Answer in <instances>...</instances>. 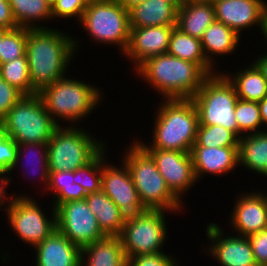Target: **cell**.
I'll use <instances>...</instances> for the list:
<instances>
[{"instance_id": "6", "label": "cell", "mask_w": 267, "mask_h": 266, "mask_svg": "<svg viewBox=\"0 0 267 266\" xmlns=\"http://www.w3.org/2000/svg\"><path fill=\"white\" fill-rule=\"evenodd\" d=\"M88 33L90 42L117 46L123 55L130 40L129 11L116 0H93L78 23Z\"/></svg>"}, {"instance_id": "10", "label": "cell", "mask_w": 267, "mask_h": 266, "mask_svg": "<svg viewBox=\"0 0 267 266\" xmlns=\"http://www.w3.org/2000/svg\"><path fill=\"white\" fill-rule=\"evenodd\" d=\"M168 212L146 209L126 218L119 235L126 258L164 252L169 230L166 220Z\"/></svg>"}, {"instance_id": "20", "label": "cell", "mask_w": 267, "mask_h": 266, "mask_svg": "<svg viewBox=\"0 0 267 266\" xmlns=\"http://www.w3.org/2000/svg\"><path fill=\"white\" fill-rule=\"evenodd\" d=\"M36 266H81L82 248L57 229L34 247Z\"/></svg>"}, {"instance_id": "37", "label": "cell", "mask_w": 267, "mask_h": 266, "mask_svg": "<svg viewBox=\"0 0 267 266\" xmlns=\"http://www.w3.org/2000/svg\"><path fill=\"white\" fill-rule=\"evenodd\" d=\"M87 0H56L54 5L51 7L52 21L58 18L62 20L74 19L80 22L82 15L87 7Z\"/></svg>"}, {"instance_id": "13", "label": "cell", "mask_w": 267, "mask_h": 266, "mask_svg": "<svg viewBox=\"0 0 267 266\" xmlns=\"http://www.w3.org/2000/svg\"><path fill=\"white\" fill-rule=\"evenodd\" d=\"M106 148L102 149V191L126 217L143 212L146 208L140 201L128 167L123 161L120 167L108 163L106 153L109 150Z\"/></svg>"}, {"instance_id": "1", "label": "cell", "mask_w": 267, "mask_h": 266, "mask_svg": "<svg viewBox=\"0 0 267 266\" xmlns=\"http://www.w3.org/2000/svg\"><path fill=\"white\" fill-rule=\"evenodd\" d=\"M69 34L57 28H29L26 55L32 87L37 93L68 75V66L81 46L77 36Z\"/></svg>"}, {"instance_id": "36", "label": "cell", "mask_w": 267, "mask_h": 266, "mask_svg": "<svg viewBox=\"0 0 267 266\" xmlns=\"http://www.w3.org/2000/svg\"><path fill=\"white\" fill-rule=\"evenodd\" d=\"M73 181L80 184L87 194L102 190V150L89 163L74 171Z\"/></svg>"}, {"instance_id": "8", "label": "cell", "mask_w": 267, "mask_h": 266, "mask_svg": "<svg viewBox=\"0 0 267 266\" xmlns=\"http://www.w3.org/2000/svg\"><path fill=\"white\" fill-rule=\"evenodd\" d=\"M191 99L198 111L199 125H220L238 136L234 111L238 96L223 72L209 75Z\"/></svg>"}, {"instance_id": "51", "label": "cell", "mask_w": 267, "mask_h": 266, "mask_svg": "<svg viewBox=\"0 0 267 266\" xmlns=\"http://www.w3.org/2000/svg\"><path fill=\"white\" fill-rule=\"evenodd\" d=\"M200 1L208 2V3H214V2H216L218 0H200Z\"/></svg>"}, {"instance_id": "43", "label": "cell", "mask_w": 267, "mask_h": 266, "mask_svg": "<svg viewBox=\"0 0 267 266\" xmlns=\"http://www.w3.org/2000/svg\"><path fill=\"white\" fill-rule=\"evenodd\" d=\"M18 25L13 17L9 0H0V28L12 30Z\"/></svg>"}, {"instance_id": "50", "label": "cell", "mask_w": 267, "mask_h": 266, "mask_svg": "<svg viewBox=\"0 0 267 266\" xmlns=\"http://www.w3.org/2000/svg\"><path fill=\"white\" fill-rule=\"evenodd\" d=\"M50 7H52L56 0H44Z\"/></svg>"}, {"instance_id": "5", "label": "cell", "mask_w": 267, "mask_h": 266, "mask_svg": "<svg viewBox=\"0 0 267 266\" xmlns=\"http://www.w3.org/2000/svg\"><path fill=\"white\" fill-rule=\"evenodd\" d=\"M126 149L122 161L128 167L143 206L169 211V215L181 213L185 204L171 192L152 156L135 139Z\"/></svg>"}, {"instance_id": "17", "label": "cell", "mask_w": 267, "mask_h": 266, "mask_svg": "<svg viewBox=\"0 0 267 266\" xmlns=\"http://www.w3.org/2000/svg\"><path fill=\"white\" fill-rule=\"evenodd\" d=\"M216 20L234 30L240 37L241 32L254 26L264 32L265 0H218L213 3Z\"/></svg>"}, {"instance_id": "19", "label": "cell", "mask_w": 267, "mask_h": 266, "mask_svg": "<svg viewBox=\"0 0 267 266\" xmlns=\"http://www.w3.org/2000/svg\"><path fill=\"white\" fill-rule=\"evenodd\" d=\"M238 148L193 146L190 153L197 182L206 174L219 177L239 167Z\"/></svg>"}, {"instance_id": "34", "label": "cell", "mask_w": 267, "mask_h": 266, "mask_svg": "<svg viewBox=\"0 0 267 266\" xmlns=\"http://www.w3.org/2000/svg\"><path fill=\"white\" fill-rule=\"evenodd\" d=\"M240 138L231 130L220 125L198 126L196 142L193 146L239 147Z\"/></svg>"}, {"instance_id": "35", "label": "cell", "mask_w": 267, "mask_h": 266, "mask_svg": "<svg viewBox=\"0 0 267 266\" xmlns=\"http://www.w3.org/2000/svg\"><path fill=\"white\" fill-rule=\"evenodd\" d=\"M29 28L17 27L9 30L1 41L0 64L26 55Z\"/></svg>"}, {"instance_id": "39", "label": "cell", "mask_w": 267, "mask_h": 266, "mask_svg": "<svg viewBox=\"0 0 267 266\" xmlns=\"http://www.w3.org/2000/svg\"><path fill=\"white\" fill-rule=\"evenodd\" d=\"M176 258L175 255L165 252L143 254L127 258L126 266H180V261Z\"/></svg>"}, {"instance_id": "28", "label": "cell", "mask_w": 267, "mask_h": 266, "mask_svg": "<svg viewBox=\"0 0 267 266\" xmlns=\"http://www.w3.org/2000/svg\"><path fill=\"white\" fill-rule=\"evenodd\" d=\"M238 157L240 167L267 178V130L242 136Z\"/></svg>"}, {"instance_id": "16", "label": "cell", "mask_w": 267, "mask_h": 266, "mask_svg": "<svg viewBox=\"0 0 267 266\" xmlns=\"http://www.w3.org/2000/svg\"><path fill=\"white\" fill-rule=\"evenodd\" d=\"M237 193L229 225L232 233L248 237L267 229V194L260 189Z\"/></svg>"}, {"instance_id": "3", "label": "cell", "mask_w": 267, "mask_h": 266, "mask_svg": "<svg viewBox=\"0 0 267 266\" xmlns=\"http://www.w3.org/2000/svg\"><path fill=\"white\" fill-rule=\"evenodd\" d=\"M134 72L159 93L160 99L192 98L209 76L198 64L168 53L147 59Z\"/></svg>"}, {"instance_id": "44", "label": "cell", "mask_w": 267, "mask_h": 266, "mask_svg": "<svg viewBox=\"0 0 267 266\" xmlns=\"http://www.w3.org/2000/svg\"><path fill=\"white\" fill-rule=\"evenodd\" d=\"M252 61L262 71L264 78L267 82V52L265 51V53L258 55V57L253 59Z\"/></svg>"}, {"instance_id": "24", "label": "cell", "mask_w": 267, "mask_h": 266, "mask_svg": "<svg viewBox=\"0 0 267 266\" xmlns=\"http://www.w3.org/2000/svg\"><path fill=\"white\" fill-rule=\"evenodd\" d=\"M127 258L119 236H106L81 251V266H126Z\"/></svg>"}, {"instance_id": "31", "label": "cell", "mask_w": 267, "mask_h": 266, "mask_svg": "<svg viewBox=\"0 0 267 266\" xmlns=\"http://www.w3.org/2000/svg\"><path fill=\"white\" fill-rule=\"evenodd\" d=\"M49 191L54 194L52 206L56 209L60 204L83 200L88 195L84 188L73 181L74 171H49Z\"/></svg>"}, {"instance_id": "21", "label": "cell", "mask_w": 267, "mask_h": 266, "mask_svg": "<svg viewBox=\"0 0 267 266\" xmlns=\"http://www.w3.org/2000/svg\"><path fill=\"white\" fill-rule=\"evenodd\" d=\"M131 28L176 26L178 7L164 0H144L129 10Z\"/></svg>"}, {"instance_id": "12", "label": "cell", "mask_w": 267, "mask_h": 266, "mask_svg": "<svg viewBox=\"0 0 267 266\" xmlns=\"http://www.w3.org/2000/svg\"><path fill=\"white\" fill-rule=\"evenodd\" d=\"M56 226L81 248L106 237L85 199L60 204L56 208Z\"/></svg>"}, {"instance_id": "25", "label": "cell", "mask_w": 267, "mask_h": 266, "mask_svg": "<svg viewBox=\"0 0 267 266\" xmlns=\"http://www.w3.org/2000/svg\"><path fill=\"white\" fill-rule=\"evenodd\" d=\"M85 200L102 232L106 236H119L127 217L118 206L102 190L88 194Z\"/></svg>"}, {"instance_id": "33", "label": "cell", "mask_w": 267, "mask_h": 266, "mask_svg": "<svg viewBox=\"0 0 267 266\" xmlns=\"http://www.w3.org/2000/svg\"><path fill=\"white\" fill-rule=\"evenodd\" d=\"M234 111L238 123L239 138L244 135L263 131L258 102L245 101L238 98Z\"/></svg>"}, {"instance_id": "23", "label": "cell", "mask_w": 267, "mask_h": 266, "mask_svg": "<svg viewBox=\"0 0 267 266\" xmlns=\"http://www.w3.org/2000/svg\"><path fill=\"white\" fill-rule=\"evenodd\" d=\"M241 40L234 30L215 20L204 32L201 44L207 61L214 67L217 66L216 56L221 58V56L226 57L228 54L236 53Z\"/></svg>"}, {"instance_id": "15", "label": "cell", "mask_w": 267, "mask_h": 266, "mask_svg": "<svg viewBox=\"0 0 267 266\" xmlns=\"http://www.w3.org/2000/svg\"><path fill=\"white\" fill-rule=\"evenodd\" d=\"M144 149L154 159L158 171L165 179L171 192L181 202H185L182 199L184 195L198 183L194 174L191 153L158 148Z\"/></svg>"}, {"instance_id": "14", "label": "cell", "mask_w": 267, "mask_h": 266, "mask_svg": "<svg viewBox=\"0 0 267 266\" xmlns=\"http://www.w3.org/2000/svg\"><path fill=\"white\" fill-rule=\"evenodd\" d=\"M209 245L205 246L207 255L211 256L221 266H254L256 261L248 237L232 233L225 235L219 224L209 221L205 228ZM225 235V236H224ZM207 247V248H206Z\"/></svg>"}, {"instance_id": "18", "label": "cell", "mask_w": 267, "mask_h": 266, "mask_svg": "<svg viewBox=\"0 0 267 266\" xmlns=\"http://www.w3.org/2000/svg\"><path fill=\"white\" fill-rule=\"evenodd\" d=\"M176 26H149L131 28L129 45L123 54L133 64L136 70L147 59L165 54L169 41Z\"/></svg>"}, {"instance_id": "29", "label": "cell", "mask_w": 267, "mask_h": 266, "mask_svg": "<svg viewBox=\"0 0 267 266\" xmlns=\"http://www.w3.org/2000/svg\"><path fill=\"white\" fill-rule=\"evenodd\" d=\"M168 54L198 64L208 75L221 72L213 67L203 52L201 39L190 36L174 28L169 41Z\"/></svg>"}, {"instance_id": "49", "label": "cell", "mask_w": 267, "mask_h": 266, "mask_svg": "<svg viewBox=\"0 0 267 266\" xmlns=\"http://www.w3.org/2000/svg\"><path fill=\"white\" fill-rule=\"evenodd\" d=\"M9 30L0 28V47H1V41L3 39V36L8 32Z\"/></svg>"}, {"instance_id": "4", "label": "cell", "mask_w": 267, "mask_h": 266, "mask_svg": "<svg viewBox=\"0 0 267 266\" xmlns=\"http://www.w3.org/2000/svg\"><path fill=\"white\" fill-rule=\"evenodd\" d=\"M68 75L43 88L38 94L53 121L77 126L102 103L105 94L96 85ZM87 82V83H86ZM103 95V97H102ZM60 123V124H59ZM71 124V125H70Z\"/></svg>"}, {"instance_id": "2", "label": "cell", "mask_w": 267, "mask_h": 266, "mask_svg": "<svg viewBox=\"0 0 267 266\" xmlns=\"http://www.w3.org/2000/svg\"><path fill=\"white\" fill-rule=\"evenodd\" d=\"M152 142L135 139L143 148L191 152L199 126L197 108L191 98L162 99L155 108Z\"/></svg>"}, {"instance_id": "22", "label": "cell", "mask_w": 267, "mask_h": 266, "mask_svg": "<svg viewBox=\"0 0 267 266\" xmlns=\"http://www.w3.org/2000/svg\"><path fill=\"white\" fill-rule=\"evenodd\" d=\"M215 20L213 3L185 0L178 8L176 28L185 34L201 39Z\"/></svg>"}, {"instance_id": "52", "label": "cell", "mask_w": 267, "mask_h": 266, "mask_svg": "<svg viewBox=\"0 0 267 266\" xmlns=\"http://www.w3.org/2000/svg\"><path fill=\"white\" fill-rule=\"evenodd\" d=\"M254 266H267V265L256 264V265H254Z\"/></svg>"}, {"instance_id": "38", "label": "cell", "mask_w": 267, "mask_h": 266, "mask_svg": "<svg viewBox=\"0 0 267 266\" xmlns=\"http://www.w3.org/2000/svg\"><path fill=\"white\" fill-rule=\"evenodd\" d=\"M17 143L7 136L5 125L0 121V173L10 172L17 160Z\"/></svg>"}, {"instance_id": "7", "label": "cell", "mask_w": 267, "mask_h": 266, "mask_svg": "<svg viewBox=\"0 0 267 266\" xmlns=\"http://www.w3.org/2000/svg\"><path fill=\"white\" fill-rule=\"evenodd\" d=\"M91 133L85 126H58L47 143L49 171H75L89 163L106 146Z\"/></svg>"}, {"instance_id": "27", "label": "cell", "mask_w": 267, "mask_h": 266, "mask_svg": "<svg viewBox=\"0 0 267 266\" xmlns=\"http://www.w3.org/2000/svg\"><path fill=\"white\" fill-rule=\"evenodd\" d=\"M251 62L246 68L243 67L234 74L222 72L233 84L239 99L260 102L267 96V82L262 71L253 61Z\"/></svg>"}, {"instance_id": "40", "label": "cell", "mask_w": 267, "mask_h": 266, "mask_svg": "<svg viewBox=\"0 0 267 266\" xmlns=\"http://www.w3.org/2000/svg\"><path fill=\"white\" fill-rule=\"evenodd\" d=\"M23 94L7 81L0 77V121H2L10 108L14 106Z\"/></svg>"}, {"instance_id": "9", "label": "cell", "mask_w": 267, "mask_h": 266, "mask_svg": "<svg viewBox=\"0 0 267 266\" xmlns=\"http://www.w3.org/2000/svg\"><path fill=\"white\" fill-rule=\"evenodd\" d=\"M7 136L17 144L48 143L58 125L38 93L23 95L2 120Z\"/></svg>"}, {"instance_id": "26", "label": "cell", "mask_w": 267, "mask_h": 266, "mask_svg": "<svg viewBox=\"0 0 267 266\" xmlns=\"http://www.w3.org/2000/svg\"><path fill=\"white\" fill-rule=\"evenodd\" d=\"M17 148H18V153H17L16 164L13 166L12 170L10 171V173H12L18 167V170L22 168L23 171H21V172H25L26 173V174L22 173L24 177L26 175V178H28V176H30L31 172L34 174V175H31V176L38 175V180L39 181L37 180V177L35 176L36 177V182L39 185L42 184L43 188H45V189H43V192L44 191L46 192V190L48 188V185H49V175H50L49 168H48L47 143H23V144H17ZM22 163H24V164H22ZM24 166L25 167L30 166V168L28 167V168H26V170H24L23 169ZM31 168L34 171H32ZM28 169H30L31 172ZM31 181H35L34 178Z\"/></svg>"}, {"instance_id": "48", "label": "cell", "mask_w": 267, "mask_h": 266, "mask_svg": "<svg viewBox=\"0 0 267 266\" xmlns=\"http://www.w3.org/2000/svg\"><path fill=\"white\" fill-rule=\"evenodd\" d=\"M171 2L172 4L176 5L178 8L184 3L185 0H164Z\"/></svg>"}, {"instance_id": "42", "label": "cell", "mask_w": 267, "mask_h": 266, "mask_svg": "<svg viewBox=\"0 0 267 266\" xmlns=\"http://www.w3.org/2000/svg\"><path fill=\"white\" fill-rule=\"evenodd\" d=\"M11 176L12 174L10 172L0 173V210L3 206L8 207L15 198H31V195L28 196L27 194H24L23 192L22 194H18V195L16 193H12V195H10L8 194V192H6L7 188L11 185V182L13 181Z\"/></svg>"}, {"instance_id": "47", "label": "cell", "mask_w": 267, "mask_h": 266, "mask_svg": "<svg viewBox=\"0 0 267 266\" xmlns=\"http://www.w3.org/2000/svg\"><path fill=\"white\" fill-rule=\"evenodd\" d=\"M263 38L262 39H264V41H265V45H266V47H267V7H266V9H265V22H264V32H263ZM266 50H267V48H266Z\"/></svg>"}, {"instance_id": "11", "label": "cell", "mask_w": 267, "mask_h": 266, "mask_svg": "<svg viewBox=\"0 0 267 266\" xmlns=\"http://www.w3.org/2000/svg\"><path fill=\"white\" fill-rule=\"evenodd\" d=\"M41 207L37 199L31 197L15 198L8 207L2 208L6 211V221L17 239L19 237L22 243H28L33 248L57 229L56 209L51 205L49 219L46 210L43 211Z\"/></svg>"}, {"instance_id": "45", "label": "cell", "mask_w": 267, "mask_h": 266, "mask_svg": "<svg viewBox=\"0 0 267 266\" xmlns=\"http://www.w3.org/2000/svg\"><path fill=\"white\" fill-rule=\"evenodd\" d=\"M261 120L263 124V131L267 130V96L260 102H258Z\"/></svg>"}, {"instance_id": "30", "label": "cell", "mask_w": 267, "mask_h": 266, "mask_svg": "<svg viewBox=\"0 0 267 266\" xmlns=\"http://www.w3.org/2000/svg\"><path fill=\"white\" fill-rule=\"evenodd\" d=\"M9 4L18 27L51 28L42 24L52 21L51 7L44 0H9Z\"/></svg>"}, {"instance_id": "41", "label": "cell", "mask_w": 267, "mask_h": 266, "mask_svg": "<svg viewBox=\"0 0 267 266\" xmlns=\"http://www.w3.org/2000/svg\"><path fill=\"white\" fill-rule=\"evenodd\" d=\"M256 264L267 265V229L248 236Z\"/></svg>"}, {"instance_id": "46", "label": "cell", "mask_w": 267, "mask_h": 266, "mask_svg": "<svg viewBox=\"0 0 267 266\" xmlns=\"http://www.w3.org/2000/svg\"><path fill=\"white\" fill-rule=\"evenodd\" d=\"M118 1L125 9L129 10L134 5L142 3L144 0H116Z\"/></svg>"}, {"instance_id": "32", "label": "cell", "mask_w": 267, "mask_h": 266, "mask_svg": "<svg viewBox=\"0 0 267 266\" xmlns=\"http://www.w3.org/2000/svg\"><path fill=\"white\" fill-rule=\"evenodd\" d=\"M0 77L19 90L23 95L37 93L33 89L30 80L27 55L0 64Z\"/></svg>"}]
</instances>
